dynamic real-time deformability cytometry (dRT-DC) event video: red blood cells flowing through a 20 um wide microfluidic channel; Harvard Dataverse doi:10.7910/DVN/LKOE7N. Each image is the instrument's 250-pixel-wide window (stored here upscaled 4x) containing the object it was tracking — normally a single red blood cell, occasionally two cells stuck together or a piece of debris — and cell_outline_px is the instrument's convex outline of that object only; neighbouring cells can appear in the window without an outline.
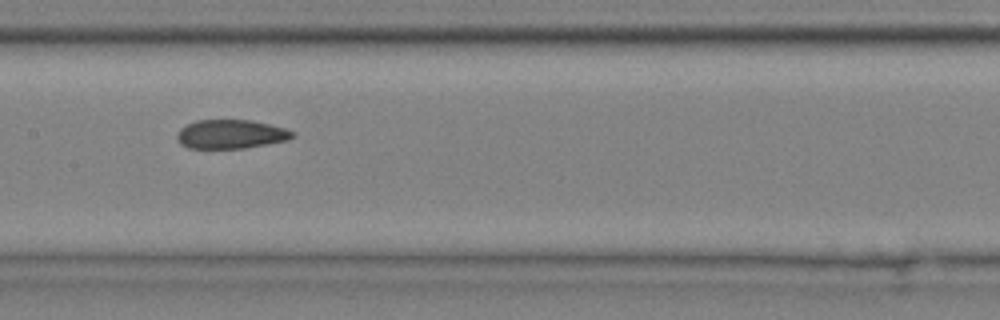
{"species": "common noctule bat (a hibernating species)", "species_latin": "Nyctalus noctula", "temperature_condition": "cold", "stored_images_in_passage": 12, "camera_frame_rate_fps": 3000, "um_per_image_px": 0.085, "animal": {"sex": "male", "body_mass_g": 20.4}, "frame": {"image": 1, "passage_image": 6, "time_ms": 1.667, "image_size_px": [1000, 320], "cell_outline_px": [[296, 136], [288, 140], [244, 148], [188, 148], [180, 144], [176, 140], [176, 132], [180, 128], [196, 120], [252, 120], [284, 128], [296, 132]], "centroid_in_image_um": [19.6, 11.4], "position_along_channel_um": 187.8, "area_um2": 19.59}}
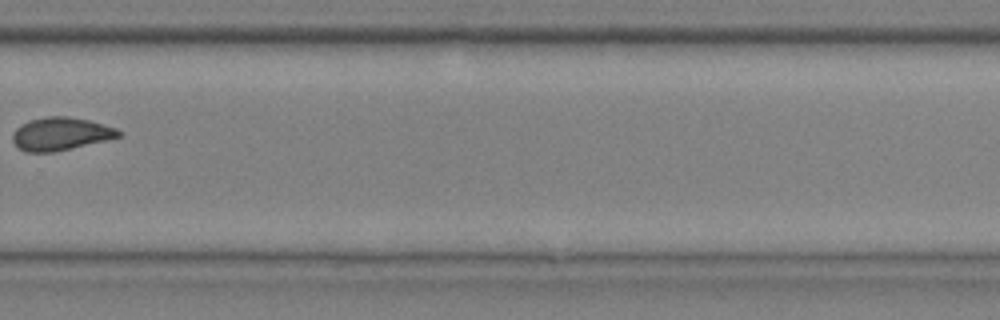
{"frame": {"image": 2, "passage_image": 9, "time_ms": 2.667, "image_size_px": [1000, 320], "cell_outline_px": [[124, 132], [120, 136], [104, 140], [52, 152], [24, 152], [12, 140], [12, 132], [20, 124], [28, 120], [44, 116], [68, 116], [88, 120], [116, 128]], "centroid_in_image_um": [5.11, 11.36], "position_along_channel_um": 324.7, "area_um2": 20.23}}
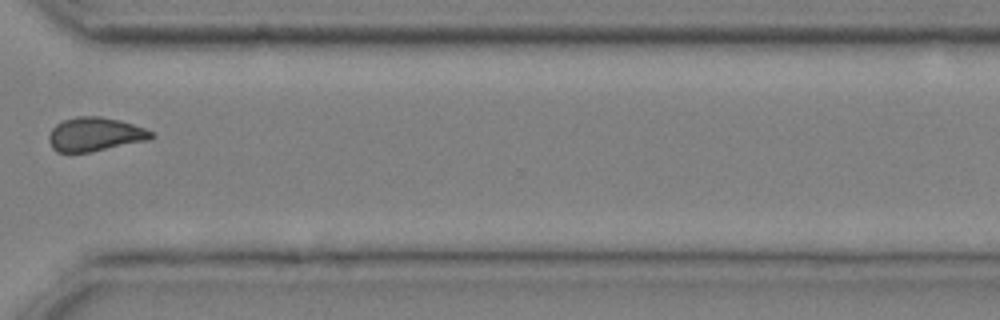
{"frame": {"image": 3, "passage_image": 10, "time_ms": 3.0, "image_size_px": [1000, 320], "cell_outline_px": [[156, 136], [152, 140], [92, 152], [56, 152], [52, 148], [48, 140], [48, 136], [52, 128], [56, 124], [64, 120], [76, 116], [100, 116], [120, 120], [156, 132]], "centroid_in_image_um": [8.13, 11.42], "position_along_channel_um": 362.5, "area_um2": 20.63}}